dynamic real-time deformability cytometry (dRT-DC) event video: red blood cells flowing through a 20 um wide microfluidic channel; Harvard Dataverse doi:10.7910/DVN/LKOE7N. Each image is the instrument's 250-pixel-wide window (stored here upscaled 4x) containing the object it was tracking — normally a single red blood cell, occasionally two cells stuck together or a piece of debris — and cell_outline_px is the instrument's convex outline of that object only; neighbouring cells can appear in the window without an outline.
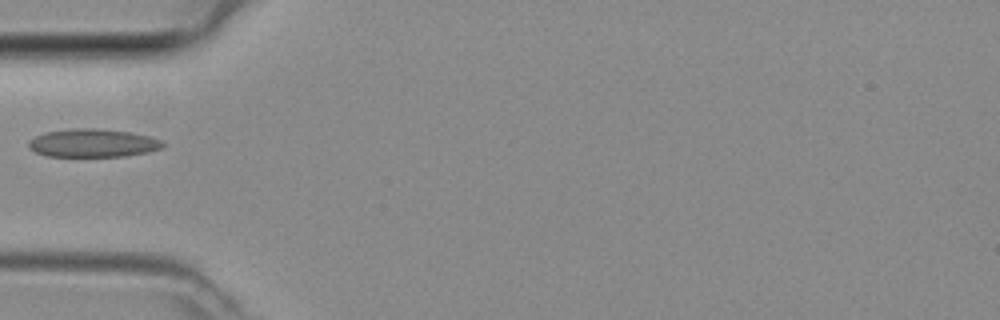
{"species": "common noctule bat (a hibernating species)", "species_latin": "Nyctalus noctula", "temperature_condition": "room temperature", "stored_images_in_passage": 32, "camera_frame_rate_fps": 3000, "um_per_image_px": 0.085, "animal": {"sex": "female", "body_mass_g": 29.2, "forearm_length_mm": 56.3}, "frame": {"image": 1, "passage_image": 1, "time_ms": 0.0, "image_size_px": [1000, 320], "cell_outline_px": [[164, 144], [160, 148], [148, 152], [124, 156], [48, 156], [36, 152], [28, 144], [28, 140], [44, 132], [76, 128], [92, 128], [132, 132], [148, 136], [160, 140]], "centroid_in_image_um": [7.88, 12.15], "position_along_channel_um": 77.1, "area_um2": 21.79}}
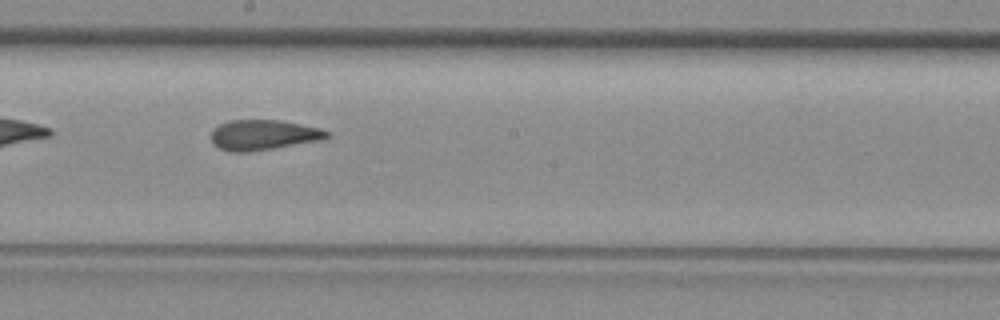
{"frame": {"image": 2, "passage_image": 11, "time_ms": 3.333, "image_size_px": [1000, 320], "cell_outline_px": [[328, 136], [320, 140], [248, 152], [232, 152], [220, 148], [212, 144], [212, 128], [220, 124], [232, 120], [280, 120], [320, 128], [328, 132]], "centroid_in_image_um": [22.34, 11.46], "position_along_channel_um": 225.9, "area_um2": 20.11}}
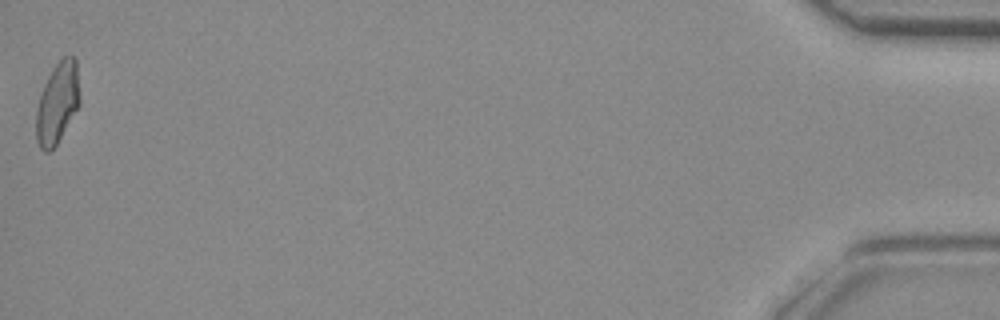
{"frame": {"image": 3, "passage_image": 32, "time_ms": 10.333, "image_size_px": [1000, 320], "cell_outline_px": [[80, 104], [56, 144], [48, 152], [44, 152], [40, 148], [36, 140], [36, 108], [44, 84], [48, 76], [56, 64], [64, 56], [72, 56], [76, 60], [80, 96]], "centroid_in_image_um": [4.87, 8.75], "position_along_channel_um": 430.3, "area_um2": 20.4}}